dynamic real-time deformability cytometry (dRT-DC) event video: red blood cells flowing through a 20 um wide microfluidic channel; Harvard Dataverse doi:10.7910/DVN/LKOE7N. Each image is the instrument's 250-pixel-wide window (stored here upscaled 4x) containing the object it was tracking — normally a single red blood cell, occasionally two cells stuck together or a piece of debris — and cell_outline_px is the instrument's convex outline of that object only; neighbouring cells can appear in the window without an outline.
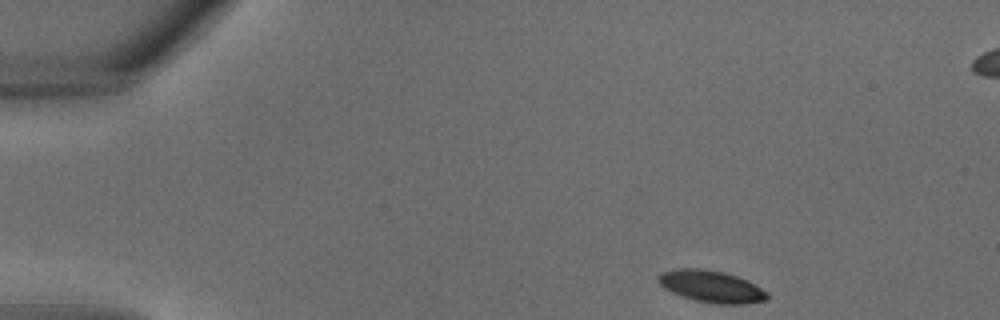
{"species": "common noctule bat (a hibernating species)", "species_latin": "Nyctalus noctula", "temperature_condition": "warm", "stored_images_in_passage": 31, "segment_of_instrument_passage": [1, 2], "camera_frame_rate_fps": 3000, "um_per_image_px": 0.085, "animal": {"sex": "male", "body_mass_g": 18.8}, "frame": {"image": 1, "passage_image": 1, "time_ms": 0.0, "image_size_px": [1000, 320], "cell_outline_px": [[768, 296], [764, 300], [744, 304], [720, 304], [696, 300], [672, 292], [664, 288], [656, 280], [656, 276], [660, 272], [676, 268], [700, 268], [724, 272], [736, 276], [768, 292]], "centroid_in_image_um": [60.39, 24.33], "position_along_channel_um": 24.6, "area_um2": 20.0}}
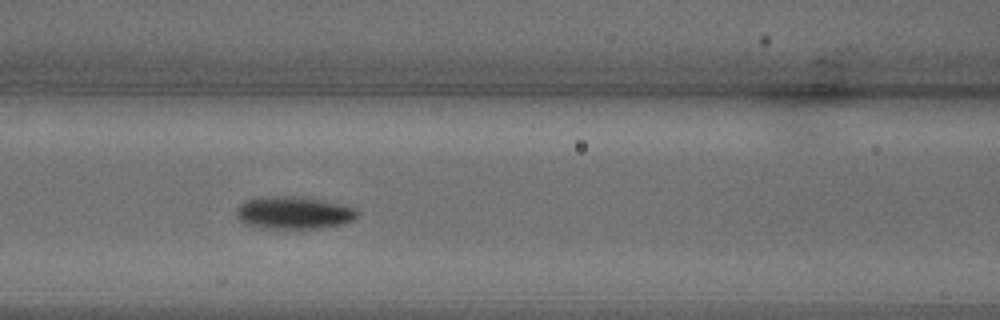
{"frame": {"image": 2, "passage_image": 11, "time_ms": 3.333, "image_size_px": [1000, 320], "cell_outline_px": [[356, 216], [352, 220], [340, 224], [320, 228], [264, 228], [244, 224], [236, 216], [236, 208], [240, 204], [248, 200], [260, 196], [284, 196], [320, 200], [340, 204], [356, 208]], "centroid_in_image_um": [24.9, 18.09], "position_along_channel_um": 141.7, "area_um2": 22.54}}
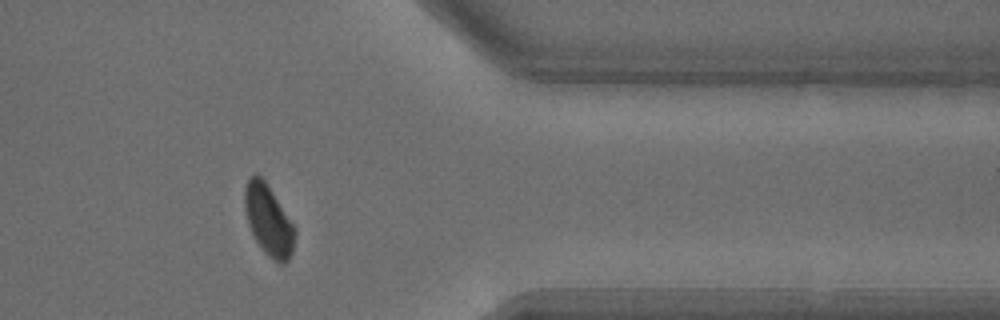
{"frame": {"image": 3, "passage_image": 24, "time_ms": 7.667, "image_size_px": [1000, 320], "cell_outline_px": [[296, 236], [292, 252], [288, 260], [284, 264], [280, 264], [272, 260], [268, 256], [256, 240], [248, 224], [244, 208], [244, 188], [248, 180], [256, 172], [264, 180], [296, 228]], "centroid_in_image_um": [22.83, 18.74], "position_along_channel_um": 388.6, "area_um2": 20.58}}